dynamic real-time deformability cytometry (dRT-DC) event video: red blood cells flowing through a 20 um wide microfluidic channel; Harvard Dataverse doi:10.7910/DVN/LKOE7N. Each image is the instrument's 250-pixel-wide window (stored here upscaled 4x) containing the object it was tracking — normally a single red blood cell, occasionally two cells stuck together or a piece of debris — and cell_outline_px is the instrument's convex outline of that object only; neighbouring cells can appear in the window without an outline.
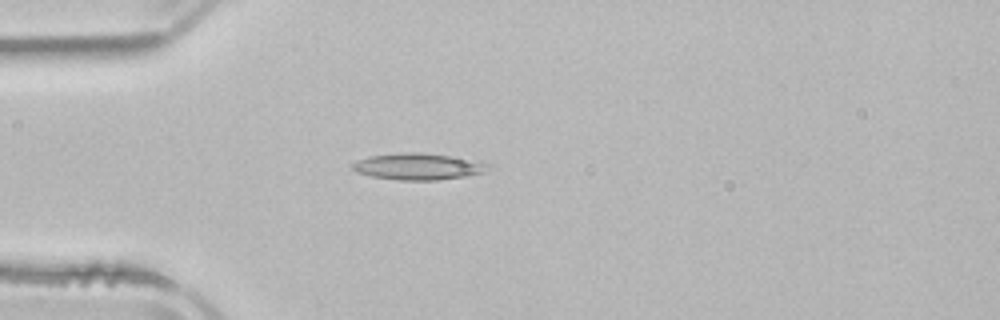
{"species": "common noctule bat (a hibernating species)", "species_latin": "Nyctalus noctula", "temperature_condition": "room temperature", "stored_images_in_passage": 3, "camera_frame_rate_fps": 3000, "um_per_image_px": 0.085, "animal": {"sex": "male", "body_mass_g": 21.5, "forearm_length_mm": 52.0}, "frame": {"image": 1, "passage_image": 3, "time_ms": 3.667, "image_size_px": [1000, 320], "cell_outline_px": [[484, 172], [468, 176], [436, 180], [396, 180], [372, 176], [356, 172], [352, 168], [352, 164], [368, 156], [404, 152], [420, 152], [448, 156], [484, 164]], "centroid_in_image_um": [35.41, 14.16], "position_along_channel_um": 49.6, "area_um2": 20.29}}